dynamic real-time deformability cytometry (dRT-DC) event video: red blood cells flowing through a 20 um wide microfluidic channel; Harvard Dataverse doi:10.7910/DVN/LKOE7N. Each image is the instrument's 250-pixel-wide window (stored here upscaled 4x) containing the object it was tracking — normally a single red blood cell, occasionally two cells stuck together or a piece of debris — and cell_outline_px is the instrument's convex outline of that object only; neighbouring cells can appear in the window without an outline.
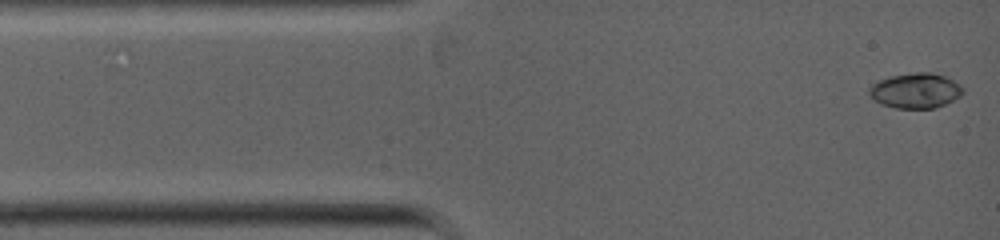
{"species": "common noctule bat (a hibernating species)", "species_latin": "Nyctalus noctula", "temperature_condition": "warm", "stored_images_in_passage": 10, "camera_frame_rate_fps": 5000, "um_per_image_px": 0.085, "animal": {"sex": "female", "body_mass_g": 19.0, "forearm_length_mm": 53.3}, "frame": {"image": 1, "passage_image": 1, "time_ms": 0.0, "image_size_px": [1000, 240], "cell_outline_px": [[964, 92], [960, 96], [944, 104], [932, 108], [896, 108], [880, 104], [868, 92], [868, 88], [876, 80], [888, 76], [916, 72], [932, 72], [944, 76], [960, 84], [964, 88]], "centroid_in_image_um": [77.8, 7.69], "position_along_channel_um": 7.2, "area_um2": 19.25}}
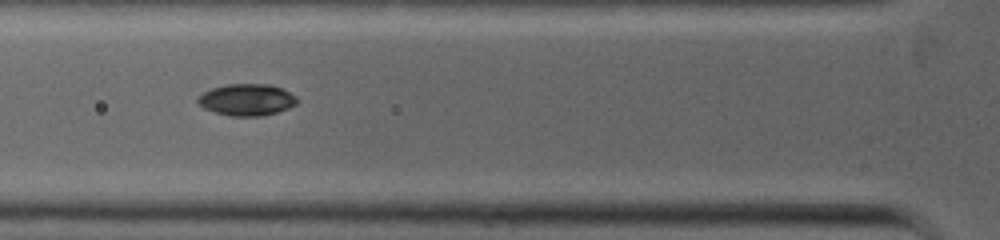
{"frame": {"image": 2, "passage_image": 9, "time_ms": 3.2, "image_size_px": [1000, 240], "cell_outline_px": [[296, 104], [288, 108], [264, 116], [228, 116], [204, 108], [196, 100], [204, 92], [212, 88], [228, 84], [268, 84], [280, 88], [296, 96]], "centroid_in_image_um": [20.97, 8.48], "position_along_channel_um": 104.8, "area_um2": 18.09}}
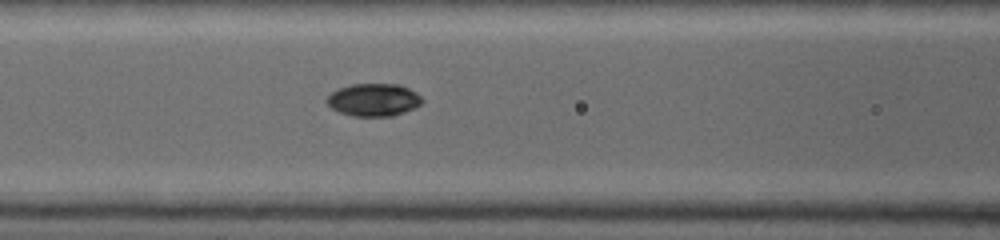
{"frame": {"image": 3, "passage_image": 10, "time_ms": 3.8, "image_size_px": [1000, 240], "cell_outline_px": [[424, 100], [416, 108], [392, 116], [352, 116], [340, 112], [332, 108], [324, 100], [332, 92], [340, 88], [352, 84], [400, 84], [416, 92]], "centroid_in_image_um": [31.77, 8.49], "position_along_channel_um": 134.8, "area_um2": 18.15}}